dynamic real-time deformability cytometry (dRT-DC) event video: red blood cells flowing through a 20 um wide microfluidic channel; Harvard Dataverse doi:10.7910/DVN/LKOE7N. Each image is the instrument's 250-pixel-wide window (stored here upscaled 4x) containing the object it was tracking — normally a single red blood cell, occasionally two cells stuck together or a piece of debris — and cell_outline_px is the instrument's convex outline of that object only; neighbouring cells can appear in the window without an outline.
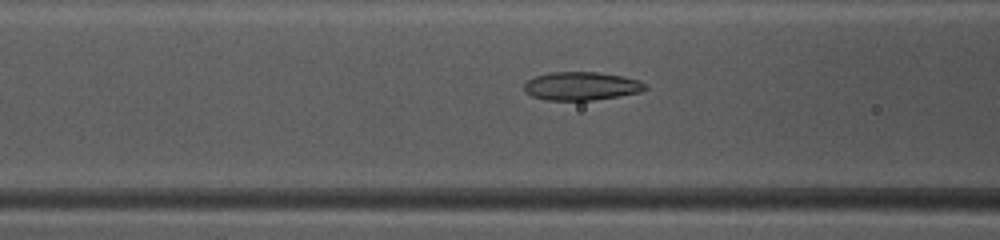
{"species": "common noctule bat (a hibernating species)", "species_latin": "Nyctalus noctula", "temperature_condition": "warm", "stored_images_in_passage": 37, "camera_frame_rate_fps": 3000, "um_per_image_px": 0.085, "animal": {"sex": "female", "body_mass_g": 10.0, "forearm_length_mm": 53.1}, "frame": {"image": 1, "passage_image": 13, "time_ms": 4.0, "image_size_px": [1000, 240], "cell_outline_px": [[648, 88], [640, 92], [592, 100], [548, 100], [532, 96], [524, 92], [524, 84], [528, 80], [536, 76], [552, 72], [596, 72], [624, 76], [640, 80], [648, 84]], "centroid_in_image_um": [49.44, 7.31], "position_along_channel_um": 117.2, "area_um2": 20.0}}
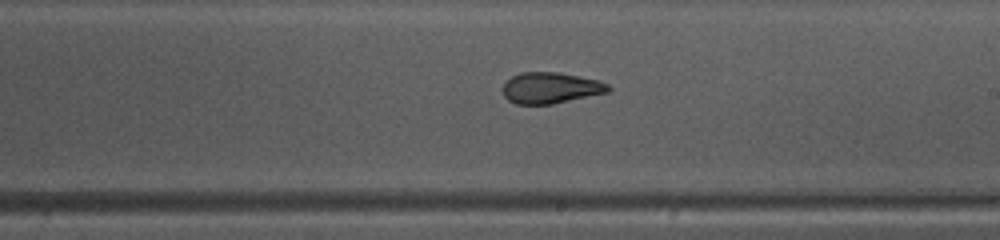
{"frame": {"image": 2, "passage_image": 22, "time_ms": 7.0, "image_size_px": [1000, 240], "cell_outline_px": [[612, 88], [608, 92], [552, 104], [516, 104], [508, 100], [504, 96], [504, 84], [512, 76], [520, 72], [556, 72], [600, 80], [608, 84]], "centroid_in_image_um": [46.82, 7.47], "position_along_channel_um": 242.2, "area_um2": 19.02}}
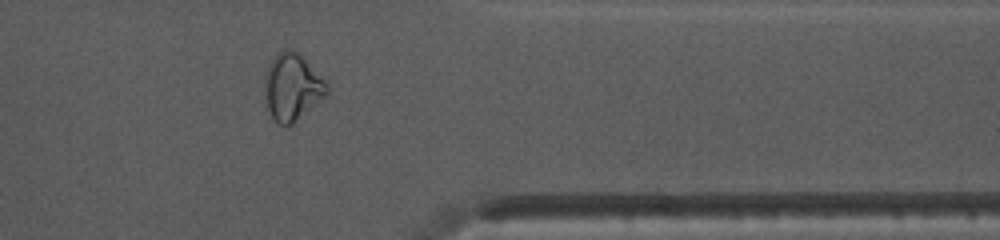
{"frame": {"image": 3, "passage_image": 33, "time_ms": 10.667, "image_size_px": [1000, 240], "cell_outline_px": [[328, 92], [324, 96], [292, 124], [280, 124], [272, 116], [268, 108], [264, 92], [264, 76], [276, 52], [284, 48], [288, 48], [300, 52], [328, 80]], "centroid_in_image_um": [24.86, 7.31], "position_along_channel_um": 386.5, "area_um2": 24.45}}